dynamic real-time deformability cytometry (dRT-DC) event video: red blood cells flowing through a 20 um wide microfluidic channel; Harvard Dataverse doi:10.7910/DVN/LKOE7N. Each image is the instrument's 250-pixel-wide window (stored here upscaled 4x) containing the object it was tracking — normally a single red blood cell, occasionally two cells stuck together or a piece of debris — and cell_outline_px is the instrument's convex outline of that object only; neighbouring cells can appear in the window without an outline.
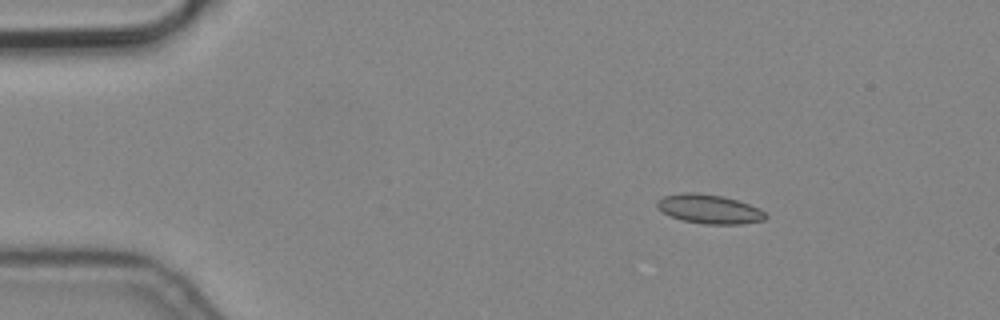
{"species": "common noctule bat (a hibernating species)", "species_latin": "Nyctalus noctula", "temperature_condition": "cold", "stored_images_in_passage": 6, "camera_frame_rate_fps": 3000, "um_per_image_px": 0.085, "animal": {"sex": "male", "body_mass_g": 19.2, "forearm_length_mm": 51.8}, "frame": {"image": 1, "passage_image": 3, "time_ms": 0.667, "image_size_px": [1000, 320], "cell_outline_px": [[768, 216], [764, 220], [740, 224], [704, 224], [684, 220], [672, 216], [664, 212], [656, 204], [664, 196], [684, 192], [696, 192], [724, 196], [760, 208]], "centroid_in_image_um": [60.34, 17.76], "position_along_channel_um": 24.7, "area_um2": 18.15}}
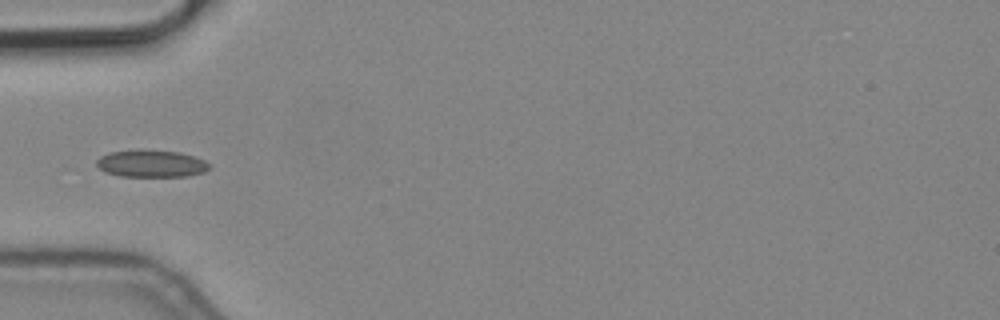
{"frame": {"image": 2, "passage_image": 6, "time_ms": 1.667, "image_size_px": [1000, 320], "cell_outline_px": [[208, 168], [204, 172], [188, 176], [120, 176], [104, 172], [96, 164], [96, 160], [100, 156], [108, 152], [140, 148], [180, 152], [204, 160], [208, 164]], "centroid_in_image_um": [12.79, 13.88], "position_along_channel_um": 72.2, "area_um2": 18.09}}